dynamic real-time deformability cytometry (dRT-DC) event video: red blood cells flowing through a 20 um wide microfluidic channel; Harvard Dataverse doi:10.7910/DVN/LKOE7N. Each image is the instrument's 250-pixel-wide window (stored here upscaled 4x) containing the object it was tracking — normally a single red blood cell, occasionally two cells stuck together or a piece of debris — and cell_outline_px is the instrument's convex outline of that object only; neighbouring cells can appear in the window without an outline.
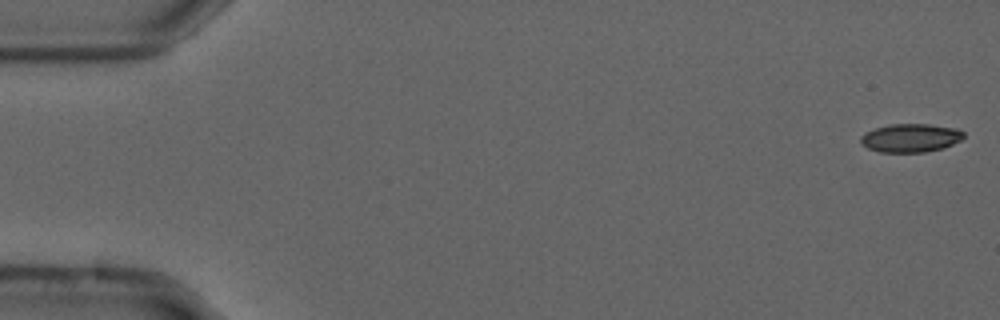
{"species": "common noctule bat (a hibernating species)", "species_latin": "Nyctalus noctula", "temperature_condition": "cold", "stored_images_in_passage": 11, "camera_frame_rate_fps": 3000, "um_per_image_px": 0.085, "animal": {"sex": "male", "forearm_length_mm": 52.5}, "frame": {"image": 1, "passage_image": 1, "time_ms": 0.0, "image_size_px": [1000, 320], "cell_outline_px": [[964, 136], [960, 140], [944, 148], [924, 152], [880, 152], [868, 148], [860, 144], [860, 136], [864, 132], [888, 124], [928, 124], [956, 128], [964, 132]], "centroid_in_image_um": [77.37, 11.72], "position_along_channel_um": 7.6, "area_um2": 17.17}}